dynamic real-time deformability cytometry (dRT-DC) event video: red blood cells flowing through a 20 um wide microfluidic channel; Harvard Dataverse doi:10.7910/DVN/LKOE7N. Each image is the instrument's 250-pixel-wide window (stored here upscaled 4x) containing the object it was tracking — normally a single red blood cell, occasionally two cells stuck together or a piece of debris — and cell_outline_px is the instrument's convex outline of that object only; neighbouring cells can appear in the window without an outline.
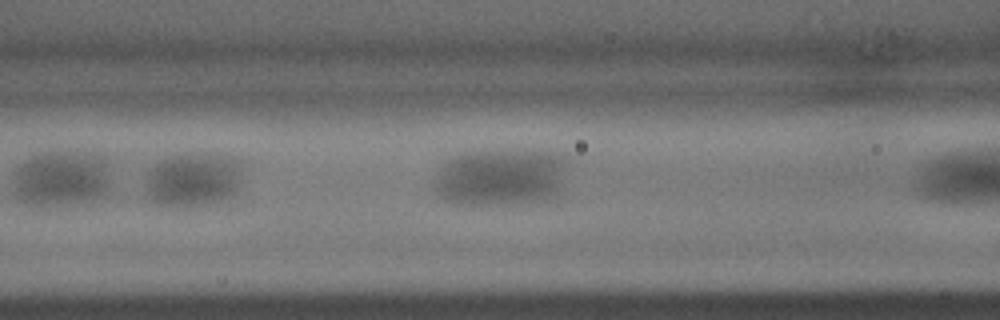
{"species": "common noctule bat (a hibernating species)", "species_latin": "Nyctalus noctula", "temperature_condition": "warm", "stored_images_in_passage": 8, "camera_frame_rate_fps": 3000, "um_per_image_px": 0.085, "animal": {"sex": "male", "body_mass_g": 15.6}, "frame": {"image": 1, "passage_image": 5, "time_ms": 1.333, "image_size_px": [1000, 320], "cell_outline_px": [[244, 160], [240, 180], [236, 192], [228, 200], [204, 204], [176, 208], [156, 204], [148, 200], [144, 196], [144, 176], [152, 164], [164, 156], [176, 152], [220, 152]], "centroid_in_image_um": [16.37, 15.21], "position_along_channel_um": 150.2, "area_um2": 33.06}}
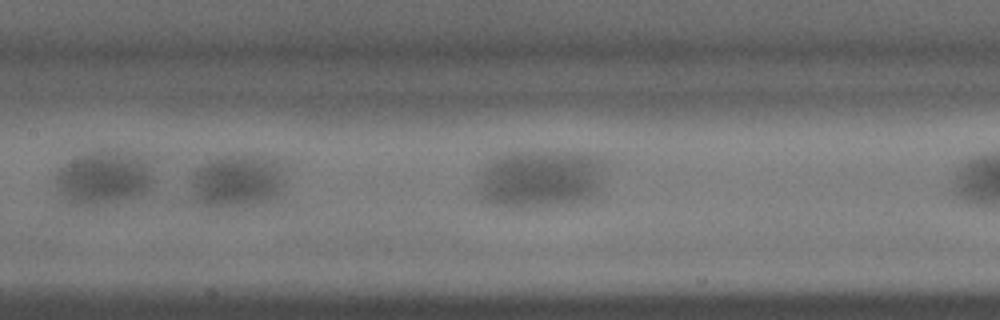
{"frame": {"image": 2, "passage_image": 7, "time_ms": 2.0, "image_size_px": [1000, 320], "cell_outline_px": [[292, 164], [280, 196], [276, 200], [236, 208], [208, 208], [192, 204], [188, 176], [192, 168], [216, 156], [232, 152], [260, 152], [276, 156]], "centroid_in_image_um": [20.24, 15.31], "position_along_channel_um": 187.2, "area_um2": 33.76}}